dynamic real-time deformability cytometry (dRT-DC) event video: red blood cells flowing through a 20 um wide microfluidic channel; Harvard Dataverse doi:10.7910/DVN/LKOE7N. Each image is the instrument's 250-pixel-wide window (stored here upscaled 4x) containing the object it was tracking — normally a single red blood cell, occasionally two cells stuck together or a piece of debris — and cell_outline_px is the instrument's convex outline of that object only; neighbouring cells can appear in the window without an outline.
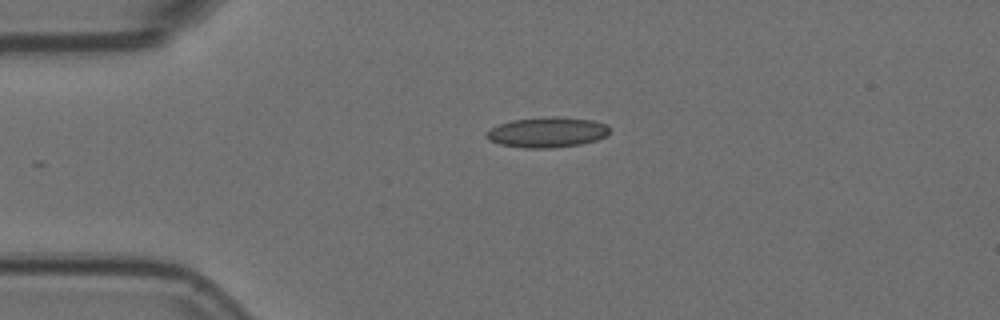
{"species": "Egyptian fruit bat (a non-hibernating species)", "species_latin": "Rousettus aegyptiacus", "temperature_condition": "room temperature", "stored_images_in_passage": 5, "camera_frame_rate_fps": 3000, "um_per_image_px": 0.085, "animal": {"sex": "female"}, "frame": {"image": 1, "passage_image": 5, "time_ms": 1.333, "image_size_px": [1000, 320], "cell_outline_px": [[608, 132], [604, 136], [596, 140], [580, 144], [552, 148], [524, 148], [500, 144], [488, 140], [484, 136], [492, 128], [500, 124], [512, 120], [544, 116], [556, 116], [592, 120], [608, 124]], "centroid_in_image_um": [46.49, 11.24], "position_along_channel_um": 38.5, "area_um2": 21.73}}